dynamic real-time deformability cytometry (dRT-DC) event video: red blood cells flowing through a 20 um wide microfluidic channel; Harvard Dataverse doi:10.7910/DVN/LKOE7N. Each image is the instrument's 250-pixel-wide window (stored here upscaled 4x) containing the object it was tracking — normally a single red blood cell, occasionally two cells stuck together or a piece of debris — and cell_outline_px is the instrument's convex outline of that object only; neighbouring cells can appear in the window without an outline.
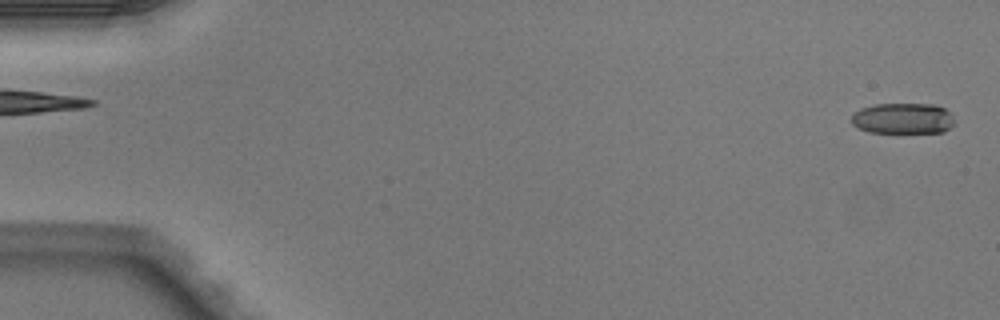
{"species": "Egyptian fruit bat (a non-hibernating species)", "species_latin": "Rousettus aegyptiacus", "temperature_condition": "warm", "stored_images_in_passage": 4, "camera_frame_rate_fps": 3000, "um_per_image_px": 0.085, "animal": {"sex": "male"}, "frame": {"image": 1, "passage_image": 4, "time_ms": 1.0, "image_size_px": [1000, 320], "cell_outline_px": [[956, 124], [944, 132], [868, 132], [856, 128], [852, 124], [852, 116], [860, 108], [872, 104], [936, 104], [944, 108], [952, 116]], "centroid_in_image_um": [76.75, 10.06], "position_along_channel_um": 8.2, "area_um2": 18.67}}